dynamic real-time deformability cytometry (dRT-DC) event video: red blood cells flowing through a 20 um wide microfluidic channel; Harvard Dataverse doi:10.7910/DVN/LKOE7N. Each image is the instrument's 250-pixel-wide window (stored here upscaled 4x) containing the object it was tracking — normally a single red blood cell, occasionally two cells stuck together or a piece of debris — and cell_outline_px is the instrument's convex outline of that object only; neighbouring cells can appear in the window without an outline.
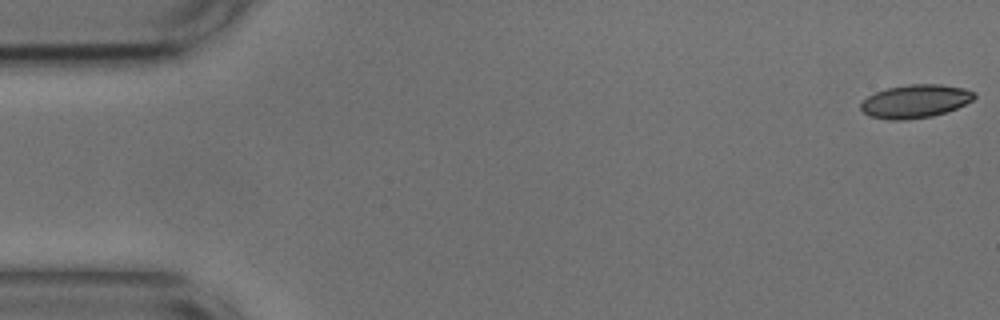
{"species": "common noctule bat (a hibernating species)", "species_latin": "Nyctalus noctula", "temperature_condition": "cold", "stored_images_in_passage": 54, "camera_frame_rate_fps": 3000, "um_per_image_px": 0.085, "animal": {"sex": "male", "body_mass_g": 17.9, "forearm_length_mm": 54.2}, "frame": {"image": 1, "passage_image": 1, "time_ms": 0.0, "image_size_px": [1000, 320], "cell_outline_px": [[976, 96], [972, 100], [956, 108], [932, 116], [904, 120], [888, 120], [868, 116], [860, 108], [860, 104], [868, 96], [876, 92], [888, 88], [908, 84], [940, 84], [964, 88], [976, 92]], "centroid_in_image_um": [77.79, 8.6], "position_along_channel_um": 7.2, "area_um2": 21.96}}
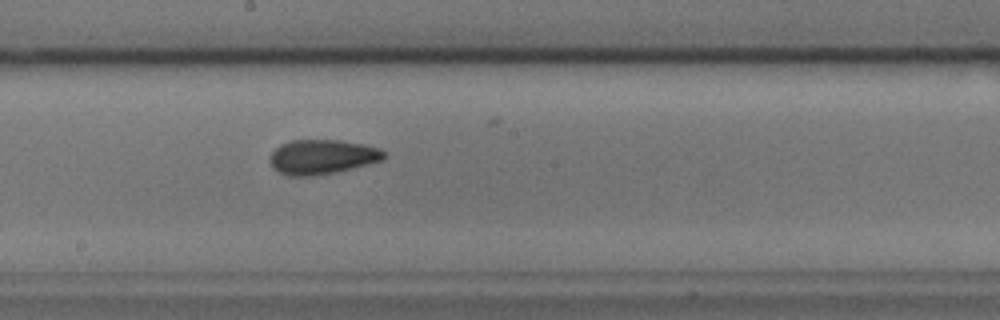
{"frame": {"image": 2, "passage_image": 29, "time_ms": 9.333, "image_size_px": [1000, 320], "cell_outline_px": [[388, 156], [384, 160], [336, 172], [312, 176], [288, 176], [272, 168], [268, 160], [272, 152], [280, 144], [292, 140], [340, 140], [364, 144], [380, 148]], "centroid_in_image_um": [27.38, 13.33], "position_along_channel_um": 220.8, "area_um2": 23.24}}
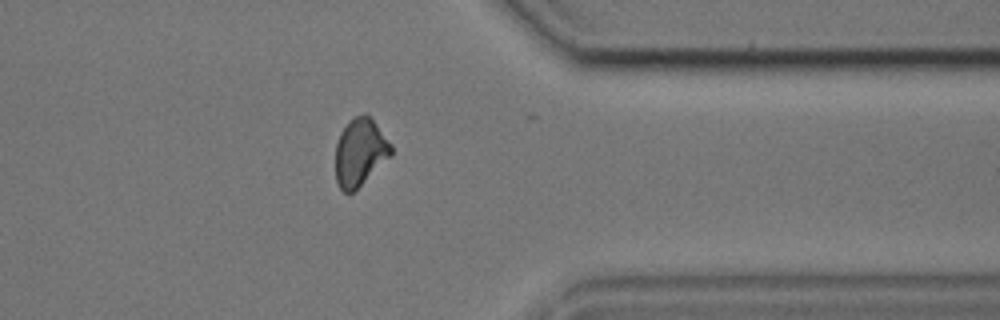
{"frame": {"image": 3, "passage_image": 43, "time_ms": 14.0, "image_size_px": [1000, 320], "cell_outline_px": [[392, 156], [352, 192], [344, 192], [340, 188], [336, 180], [336, 144], [340, 132], [348, 120], [364, 112], [372, 120], [392, 144]], "centroid_in_image_um": [30.6, 12.92], "position_along_channel_um": 380.8, "area_um2": 21.73}, "authors_computed_cell_mechanics": {"area_um2": 22.3108, "velocity_mm_per_s": 3.6647, "shape_relaxation_time_tau1_ms": 4.0634, "shape_relaxation_time_tau2_ms": 2.6082, "deformation_change_tau1": 0.1178, "deformation_change_tau2": 0.083}}